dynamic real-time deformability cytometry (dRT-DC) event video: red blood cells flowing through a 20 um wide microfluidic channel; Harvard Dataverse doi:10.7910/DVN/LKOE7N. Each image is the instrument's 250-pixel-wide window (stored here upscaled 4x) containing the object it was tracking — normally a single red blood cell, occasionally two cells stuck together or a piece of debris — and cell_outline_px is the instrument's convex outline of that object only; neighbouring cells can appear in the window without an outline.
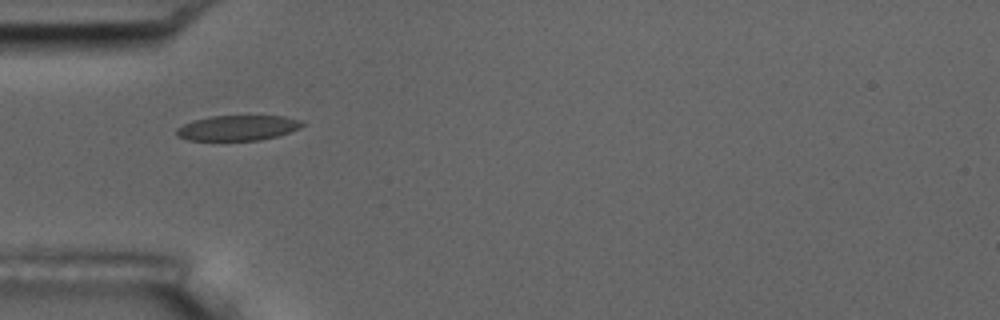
{"species": "common noctule bat (a hibernating species)", "species_latin": "Nyctalus noctula", "temperature_condition": "room temperature", "stored_images_in_passage": 39, "camera_frame_rate_fps": 3000, "um_per_image_px": 0.085, "animal": {"sex": "male", "body_mass_g": 17.5, "forearm_length_mm": 52.3}, "frame": {"image": 1, "passage_image": 1, "time_ms": 0.0, "image_size_px": [1000, 320], "cell_outline_px": [[304, 124], [300, 128], [276, 136], [260, 140], [188, 140], [176, 136], [176, 128], [192, 120], [212, 116], [284, 116], [300, 120]], "centroid_in_image_um": [20.17, 10.87], "position_along_channel_um": 64.8, "area_um2": 18.38}, "authors_computed_cell_mechanics": {"area_um2": 19.363, "velocity_mm_per_s": 3.6576, "shape_relaxation_time_tau1_ms": null, "shape_relaxation_time_tau2_ms": 0.904, "deformation_change_tau1": null, "deformation_change_tau2": 0.0707}}